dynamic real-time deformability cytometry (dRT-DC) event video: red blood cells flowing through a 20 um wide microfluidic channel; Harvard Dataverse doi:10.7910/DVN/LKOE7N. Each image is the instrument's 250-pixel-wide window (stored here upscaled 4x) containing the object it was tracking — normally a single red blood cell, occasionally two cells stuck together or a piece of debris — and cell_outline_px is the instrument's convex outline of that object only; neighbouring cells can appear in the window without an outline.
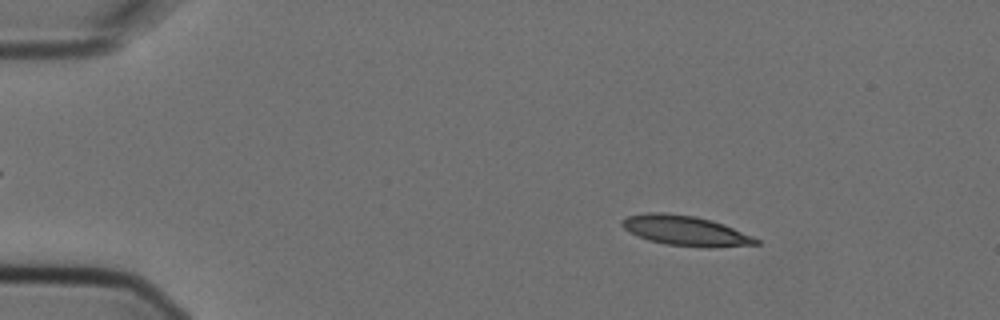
{"species": "Egyptian fruit bat (a non-hibernating species)", "species_latin": "Rousettus aegyptiacus", "temperature_condition": "cold", "stored_images_in_passage": 4, "camera_frame_rate_fps": 3000, "um_per_image_px": 0.085, "animal": {"sex": "female"}, "frame": {"image": 1, "passage_image": 2, "time_ms": 0.333, "image_size_px": [1000, 320], "cell_outline_px": [[760, 244], [708, 248], [704, 248], [664, 244], [648, 240], [624, 228], [620, 224], [620, 220], [628, 216], [648, 212], [664, 212], [696, 216], [712, 220], [724, 224], [752, 236], [760, 240]], "centroid_in_image_um": [58.28, 19.61], "position_along_channel_um": 26.7, "area_um2": 23.52}}
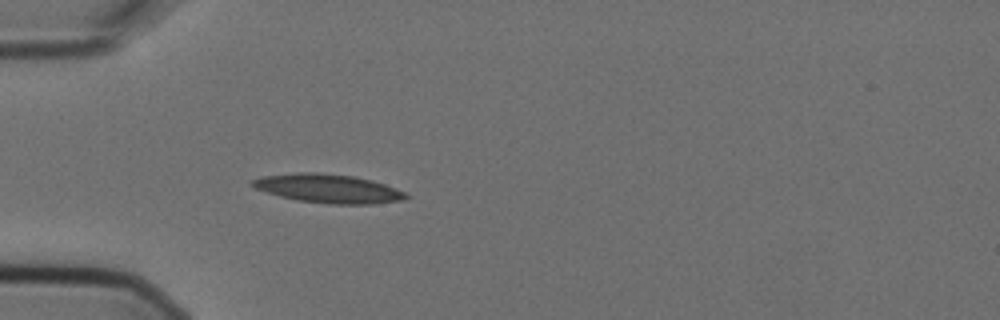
{"frame": {"image": 2, "passage_image": 4, "time_ms": 1.0, "image_size_px": [1000, 320], "cell_outline_px": [[408, 196], [404, 200], [372, 204], [332, 204], [296, 200], [280, 196], [256, 188], [252, 184], [252, 180], [260, 176], [296, 172], [316, 172], [352, 176], [372, 180], [396, 188], [404, 192]], "centroid_in_image_um": [27.9, 16.02], "position_along_channel_um": 57.1, "area_um2": 25.61}}